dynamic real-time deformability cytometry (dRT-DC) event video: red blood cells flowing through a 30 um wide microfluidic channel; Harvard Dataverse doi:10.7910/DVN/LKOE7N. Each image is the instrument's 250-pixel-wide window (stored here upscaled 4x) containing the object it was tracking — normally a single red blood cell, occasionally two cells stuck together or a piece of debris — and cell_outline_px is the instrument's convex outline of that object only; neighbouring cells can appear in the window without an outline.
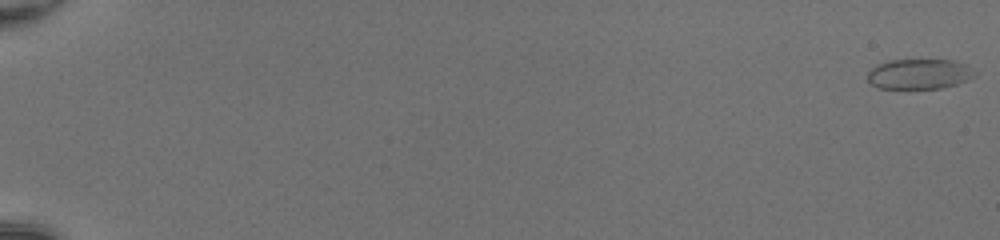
{"species": "common noctule bat (a hibernating species)", "species_latin": "Nyctalus noctula", "temperature_condition": "room temperature", "stored_images_in_passage": 52, "camera_frame_rate_fps": 3000, "um_per_image_px": 0.085, "animal": {"sex": "female", "body_mass_g": 20.0, "forearm_length_mm": 54.0}, "frame": {"image": 1, "passage_image": 1, "time_ms": 0.0, "image_size_px": [1000, 240], "cell_outline_px": [[976, 76], [968, 80], [956, 84], [940, 88], [876, 88], [868, 80], [868, 72], [876, 64], [888, 60], [956, 60], [968, 64], [976, 72]], "centroid_in_image_um": [78.17, 6.28], "position_along_channel_um": 6.8, "area_um2": 19.02}}
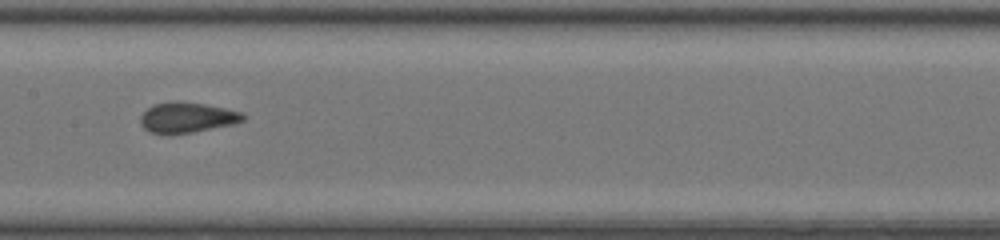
{"frame": {"image": 2, "passage_image": 30, "time_ms": 9.667, "image_size_px": [1000, 240], "cell_outline_px": [[248, 116], [244, 120], [236, 124], [192, 132], [168, 136], [148, 132], [140, 124], [140, 116], [152, 104], [176, 100], [204, 104], [244, 112]], "centroid_in_image_um": [15.9, 10.0], "position_along_channel_um": 191.5, "area_um2": 18.79}}
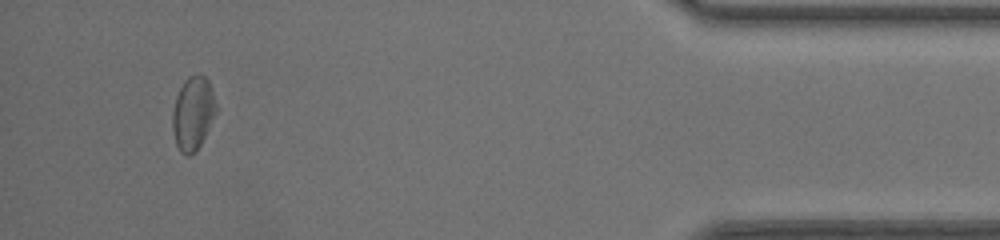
{"frame": {"image": 3, "passage_image": 50, "time_ms": 16.333, "image_size_px": [1000, 240], "cell_outline_px": [[216, 112], [196, 152], [188, 156], [180, 152], [176, 144], [172, 128], [172, 112], [176, 96], [184, 80], [188, 76], [200, 72], [208, 80], [216, 104]], "centroid_in_image_um": [16.38, 9.61], "position_along_channel_um": 418.8, "area_um2": 18.61}, "authors_computed_cell_mechanics": {"area_um2": 18.4093, "velocity_mm_per_s": 4.2138, "shape_relaxation_time_tau1_ms": 7.0732, "shape_relaxation_time_tau2_ms": 0.5733, "deformation_change_tau1": 0.1474, "deformation_change_tau2": 0.048}}